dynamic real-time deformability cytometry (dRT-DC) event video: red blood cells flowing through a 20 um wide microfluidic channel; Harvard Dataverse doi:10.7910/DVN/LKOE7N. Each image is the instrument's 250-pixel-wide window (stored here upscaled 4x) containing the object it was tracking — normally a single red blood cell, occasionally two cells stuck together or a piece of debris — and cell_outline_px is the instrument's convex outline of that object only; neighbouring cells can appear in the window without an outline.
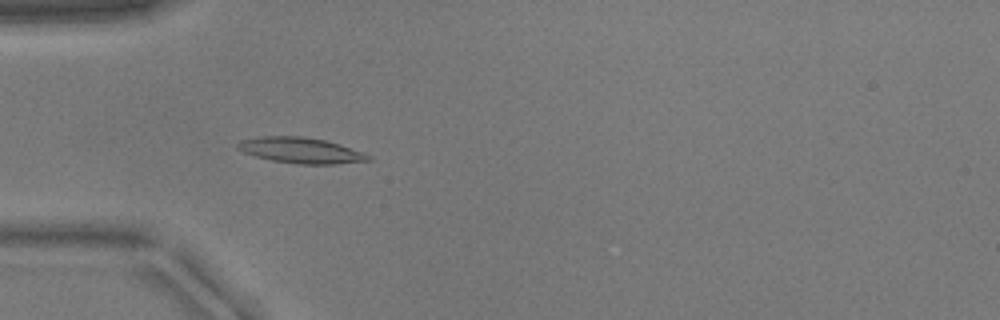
{"species": "common noctule bat (a hibernating species)", "species_latin": "Nyctalus noctula", "temperature_condition": "warm", "stored_images_in_passage": 53, "camera_frame_rate_fps": 3000, "um_per_image_px": 0.085, "animal": {"sex": "male", "body_mass_g": 17.9}, "frame": {"image": 1, "passage_image": 17, "time_ms": 5.333, "image_size_px": [1000, 320], "cell_outline_px": [[372, 160], [336, 164], [296, 164], [272, 160], [256, 156], [244, 152], [236, 148], [236, 144], [240, 140], [260, 136], [300, 136], [324, 140], [340, 144], [364, 152], [372, 156]], "centroid_in_image_um": [25.59, 12.78], "position_along_channel_um": 59.4, "area_um2": 19.65}}
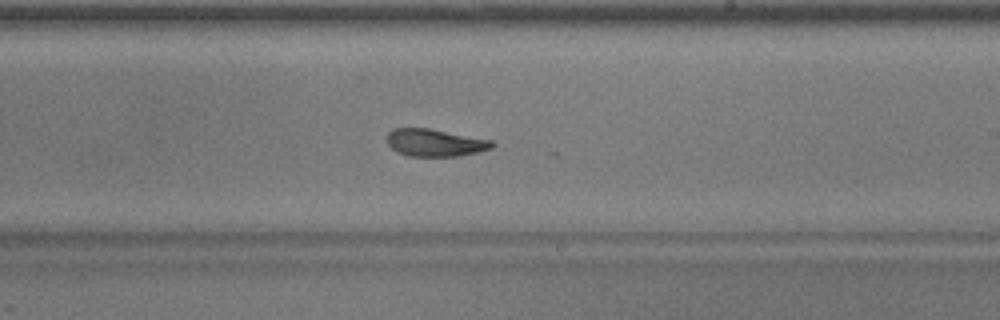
{"frame": {"image": 2, "passage_image": 32, "time_ms": 10.333, "image_size_px": [1000, 320], "cell_outline_px": [[496, 144], [492, 148], [460, 156], [408, 156], [392, 148], [388, 144], [388, 132], [392, 128], [428, 128], [492, 140]], "centroid_in_image_um": [36.99, 12.12], "position_along_channel_um": 252.0, "area_um2": 16.65}}
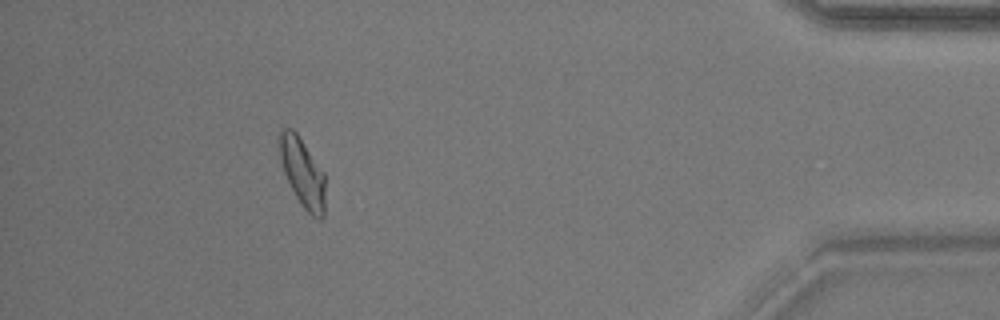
{"frame": {"image": 3, "passage_image": 48, "time_ms": 15.667, "image_size_px": [1000, 320], "cell_outline_px": [[324, 216], [320, 220], [312, 216], [300, 204], [284, 172], [280, 160], [276, 140], [276, 136], [280, 128], [292, 128], [296, 132], [324, 172]], "centroid_in_image_um": [25.66, 14.6], "position_along_channel_um": 409.5, "area_um2": 18.55}}